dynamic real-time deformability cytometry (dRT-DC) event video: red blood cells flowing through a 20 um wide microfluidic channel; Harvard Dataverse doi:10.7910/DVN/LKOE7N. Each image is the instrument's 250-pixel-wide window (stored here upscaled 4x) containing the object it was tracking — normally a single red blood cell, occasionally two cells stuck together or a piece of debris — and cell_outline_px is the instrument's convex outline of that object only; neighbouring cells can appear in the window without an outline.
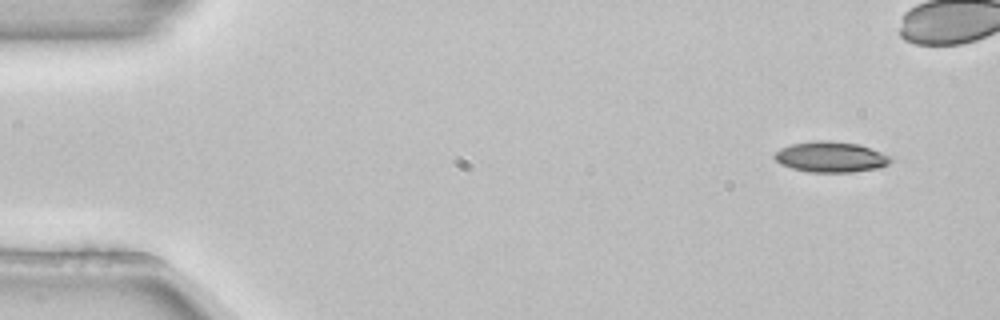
{"species": "common noctule bat (a hibernating species)", "species_latin": "Nyctalus noctula", "temperature_condition": "room temperature", "stored_images_in_passage": 41, "camera_frame_rate_fps": 3000, "um_per_image_px": 0.085, "animal": {"sex": "female", "body_mass_g": 22.7, "forearm_length_mm": 54.2}, "frame": {"image": 1, "passage_image": 1, "time_ms": 0.0, "image_size_px": [1000, 320], "cell_outline_px": [[892, 160], [888, 164], [880, 168], [852, 172], [808, 172], [792, 168], [780, 164], [772, 156], [780, 148], [792, 144], [812, 140], [828, 140], [856, 144], [892, 156]], "centroid_in_image_um": [70.59, 13.34], "position_along_channel_um": 14.4, "area_um2": 20.75}}